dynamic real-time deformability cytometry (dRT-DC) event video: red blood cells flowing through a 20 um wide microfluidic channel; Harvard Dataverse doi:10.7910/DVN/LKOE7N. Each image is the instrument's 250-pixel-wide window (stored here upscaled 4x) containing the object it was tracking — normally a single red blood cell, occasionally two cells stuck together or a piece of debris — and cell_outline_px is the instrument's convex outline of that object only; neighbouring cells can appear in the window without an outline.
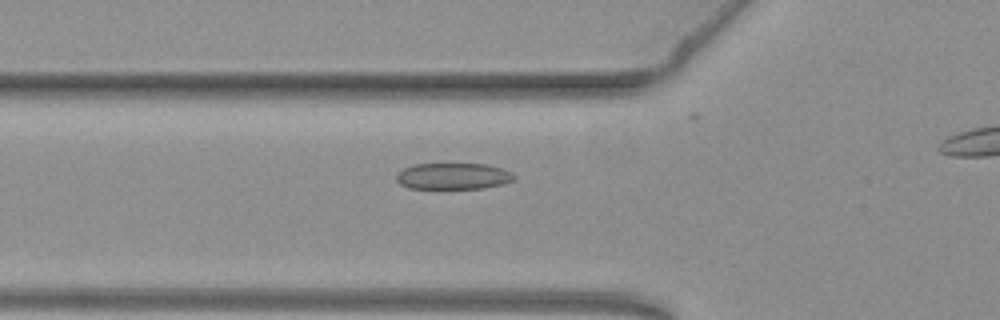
{"species": "common noctule bat (a hibernating species)", "species_latin": "Nyctalus noctula", "temperature_condition": "warm", "stored_images_in_passage": 32, "camera_frame_rate_fps": 3000, "um_per_image_px": 0.085, "animal": {"sex": "female", "body_mass_g": 19.3, "forearm_length_mm": 54.1}, "frame": {"image": 1, "passage_image": 8, "time_ms": 2.333, "image_size_px": [1000, 320], "cell_outline_px": [[516, 176], [512, 180], [504, 184], [480, 188], [408, 188], [400, 184], [396, 180], [396, 172], [412, 164], [488, 164], [512, 172]], "centroid_in_image_um": [38.49, 14.97], "position_along_channel_um": 87.3, "area_um2": 18.09}}
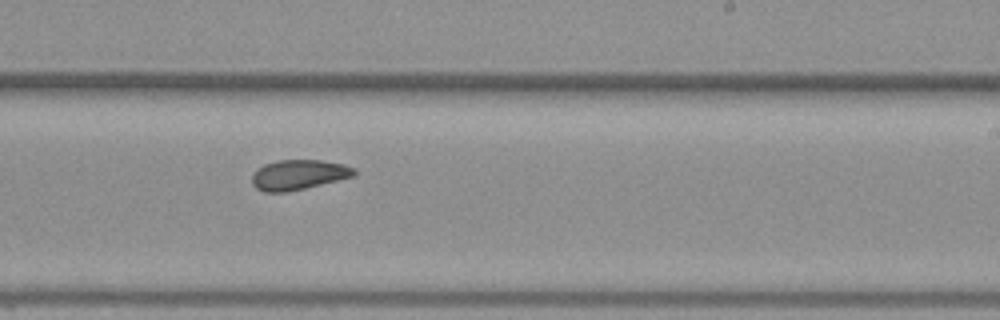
{"frame": {"image": 2, "passage_image": 22, "time_ms": 7.0, "image_size_px": [1000, 320], "cell_outline_px": [[356, 172], [352, 176], [304, 188], [284, 192], [264, 192], [256, 188], [252, 184], [252, 176], [264, 164], [276, 160], [320, 160], [344, 164], [352, 168]], "centroid_in_image_um": [25.33, 14.85], "position_along_channel_um": 263.7, "area_um2": 17.46}}
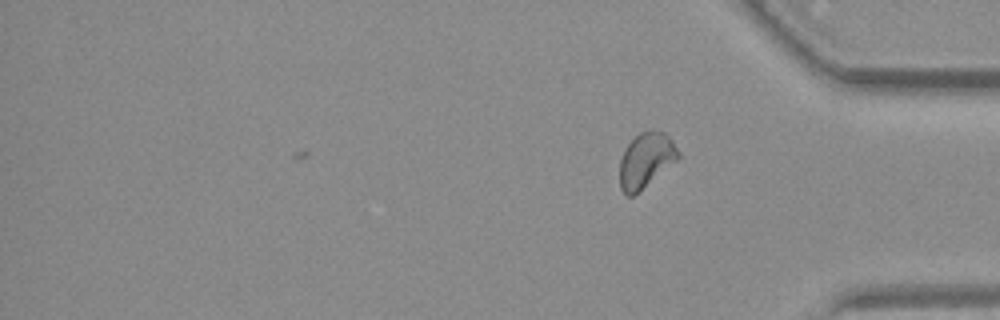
{"frame": {"image": 3, "passage_image": 32, "time_ms": 10.333, "image_size_px": [1000, 320], "cell_outline_px": [[680, 156], [676, 160], [632, 196], [628, 196], [620, 188], [620, 160], [628, 144], [640, 132], [648, 128], [652, 128], [664, 132], [672, 140], [680, 152]], "centroid_in_image_um": [54.9, 13.56], "position_along_channel_um": 380.3, "area_um2": 18.38}, "authors_computed_cell_mechanics": {"area_um2": 18.2648, "velocity_mm_per_s": 3.7746, "shape_relaxation_time_tau1_ms": 5.0503, "shape_relaxation_time_tau2_ms": 3.4332, "deformation_change_tau1": 0.1319, "deformation_change_tau2": 0.0776}}